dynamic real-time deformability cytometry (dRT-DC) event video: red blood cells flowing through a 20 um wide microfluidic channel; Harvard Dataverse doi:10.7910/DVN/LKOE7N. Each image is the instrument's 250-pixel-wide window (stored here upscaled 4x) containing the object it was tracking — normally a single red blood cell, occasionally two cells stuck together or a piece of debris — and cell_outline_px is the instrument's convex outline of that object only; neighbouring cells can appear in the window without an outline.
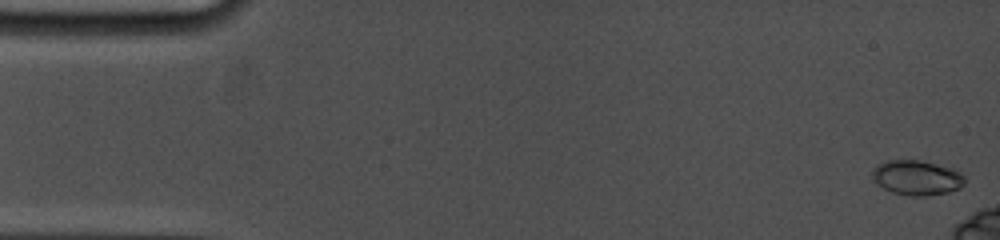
{"species": "common noctule bat (a hibernating species)", "species_latin": "Nyctalus noctula", "temperature_condition": "cold", "stored_images_in_passage": 8, "camera_frame_rate_fps": 5000, "um_per_image_px": 0.085, "animal": {"sex": "female", "body_mass_g": 19.0, "forearm_length_mm": 53.3}, "frame": {"image": 1, "passage_image": 1, "time_ms": 0.0, "image_size_px": [1000, 240], "cell_outline_px": [[964, 184], [960, 188], [948, 192], [928, 196], [912, 196], [892, 192], [884, 188], [872, 176], [872, 168], [876, 164], [888, 160], [920, 160], [952, 168], [960, 172], [964, 176]], "centroid_in_image_um": [77.94, 15.1], "position_along_channel_um": 7.1, "area_um2": 18.73}}